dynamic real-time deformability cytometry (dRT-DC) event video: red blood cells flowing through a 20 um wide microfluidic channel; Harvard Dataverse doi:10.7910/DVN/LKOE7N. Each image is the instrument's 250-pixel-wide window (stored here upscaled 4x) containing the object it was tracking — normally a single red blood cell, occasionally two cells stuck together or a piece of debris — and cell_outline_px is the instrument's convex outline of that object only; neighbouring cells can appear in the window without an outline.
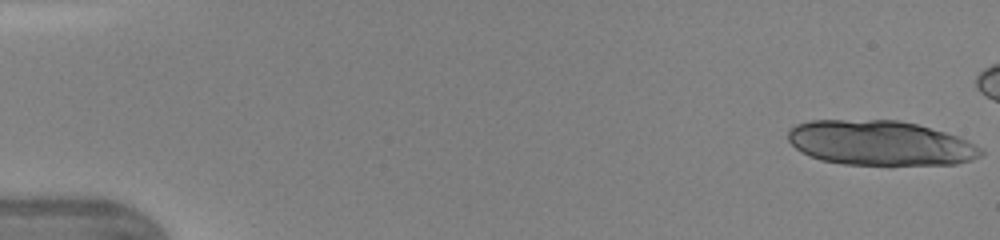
{"species": "human", "species_latin": "Homo sapiens", "temperature_condition": "warm", "stored_images_in_passage": 23, "camera_frame_rate_fps": 3000, "um_per_image_px": 0.085, "donor": {"sex": "female"}, "frame": {"image": 1, "passage_image": 1, "time_ms": 0.0, "image_size_px": [1000, 240], "cell_outline_px": [[984, 152], [980, 156], [972, 160], [956, 164], [892, 168], [844, 164], [820, 160], [796, 148], [788, 140], [788, 128], [796, 124], [812, 120], [896, 120], [916, 124], [944, 132], [968, 140], [984, 148]], "centroid_in_image_um": [74.87, 12.21], "position_along_channel_um": 10.1, "area_um2": 51.79}}